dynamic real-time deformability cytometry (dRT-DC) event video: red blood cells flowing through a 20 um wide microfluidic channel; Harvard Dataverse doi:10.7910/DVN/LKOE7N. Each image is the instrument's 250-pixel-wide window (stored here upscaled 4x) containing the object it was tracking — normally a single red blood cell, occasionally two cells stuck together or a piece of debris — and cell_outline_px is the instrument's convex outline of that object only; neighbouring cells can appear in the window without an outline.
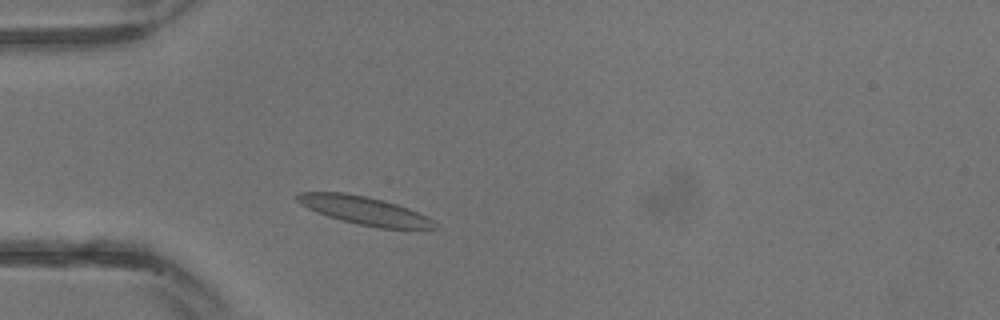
{"species": "common noctule bat (a hibernating species)", "species_latin": "Nyctalus noctula", "temperature_condition": "warm", "stored_images_in_passage": 13, "camera_frame_rate_fps": 3000, "um_per_image_px": 0.085, "animal": {"sex": "male", "body_mass_g": 13.3}, "frame": {"image": 1, "passage_image": 3, "time_ms": 0.667, "image_size_px": [1000, 320], "cell_outline_px": [[440, 228], [380, 228], [360, 224], [328, 216], [316, 212], [300, 204], [296, 200], [296, 196], [300, 192], [344, 192], [368, 196], [384, 200], [408, 208], [440, 224]], "centroid_in_image_um": [30.97, 17.88], "position_along_channel_um": 54.0, "area_um2": 22.31}}
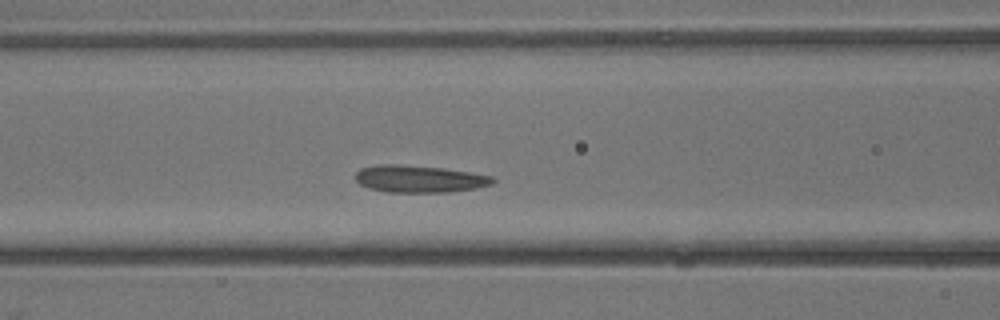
{"frame": {"image": 2, "passage_image": 7, "time_ms": 2.0, "image_size_px": [1000, 320], "cell_outline_px": [[496, 180], [492, 184], [476, 188], [452, 192], [388, 192], [368, 188], [360, 184], [356, 180], [356, 172], [360, 168], [380, 164], [396, 164], [444, 168], [492, 176]], "centroid_in_image_um": [35.64, 15.21], "position_along_channel_um": 131.0, "area_um2": 21.73}}
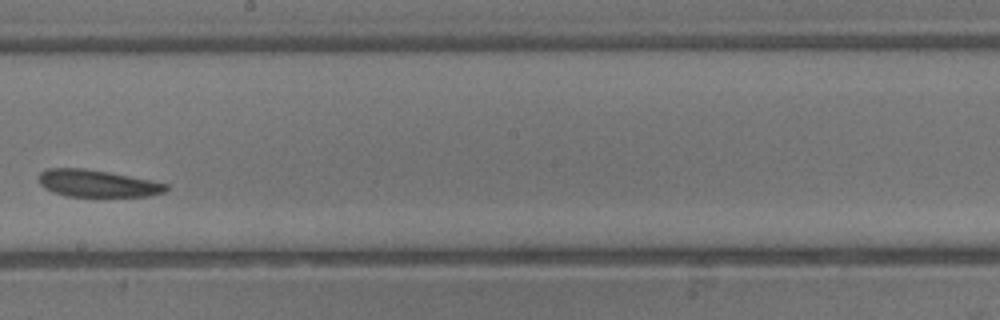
{"frame": {"image": 3, "passage_image": 12, "time_ms": 3.667, "image_size_px": [1000, 320], "cell_outline_px": [[168, 188], [164, 192], [148, 196], [68, 196], [44, 188], [40, 184], [36, 176], [40, 172], [48, 168], [84, 168], [108, 172], [168, 184]], "centroid_in_image_um": [8.22, 15.58], "position_along_channel_um": 240.0, "area_um2": 19.88}}